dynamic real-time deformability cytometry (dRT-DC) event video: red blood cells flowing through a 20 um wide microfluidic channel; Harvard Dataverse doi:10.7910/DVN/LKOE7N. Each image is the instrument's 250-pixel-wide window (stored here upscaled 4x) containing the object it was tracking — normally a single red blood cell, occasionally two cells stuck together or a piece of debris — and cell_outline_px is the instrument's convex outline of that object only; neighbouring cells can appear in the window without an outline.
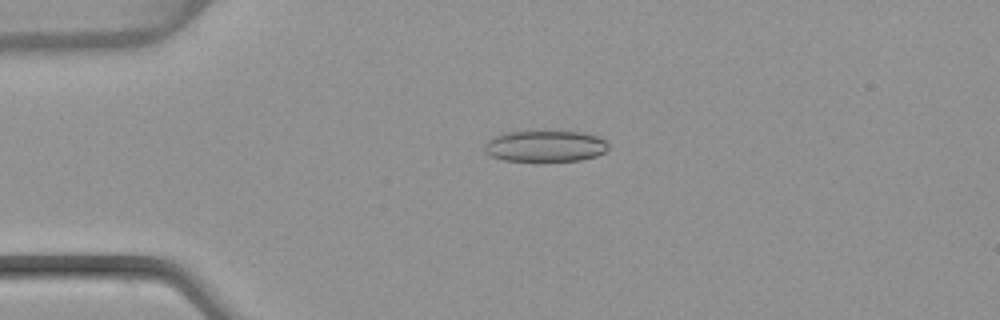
{"species": "common noctule bat (a hibernating species)", "species_latin": "Nyctalus noctula", "temperature_condition": "warm", "stored_images_in_passage": 51, "camera_frame_rate_fps": 3000, "um_per_image_px": 0.085, "animal": {"sex": "female", "body_mass_g": 22.7, "forearm_length_mm": 54.2}, "frame": {"image": 1, "passage_image": 12, "time_ms": 3.667, "image_size_px": [1000, 320], "cell_outline_px": [[608, 148], [604, 152], [596, 156], [580, 160], [504, 160], [492, 156], [484, 148], [484, 144], [492, 136], [508, 132], [584, 132], [596, 136], [604, 140], [608, 144]], "centroid_in_image_um": [46.35, 12.41], "position_along_channel_um": 38.7, "area_um2": 22.08}}
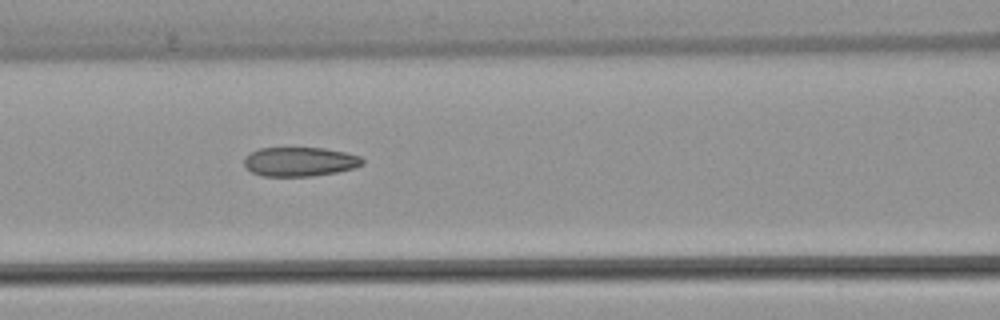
{"frame": {"image": 2, "passage_image": 22, "time_ms": 7.0, "image_size_px": [1000, 320], "cell_outline_px": [[364, 164], [352, 168], [336, 172], [312, 176], [264, 176], [252, 172], [244, 164], [244, 156], [260, 148], [324, 148], [344, 152], [360, 156], [364, 160]], "centroid_in_image_um": [25.48, 13.74], "position_along_channel_um": 141.1, "area_um2": 20.0}}
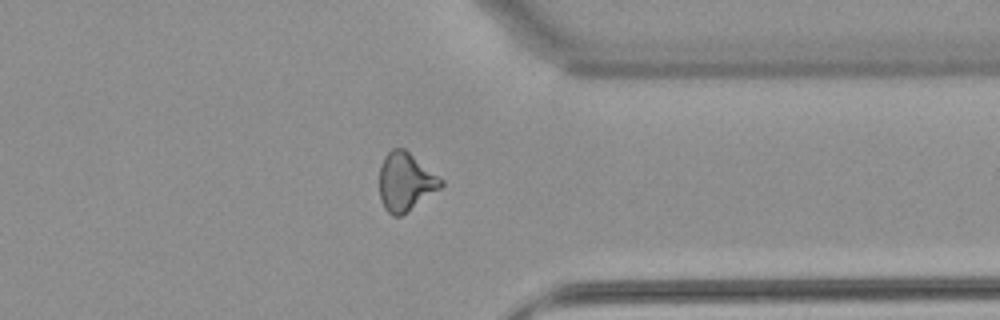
{"frame": {"image": 3, "passage_image": 40, "time_ms": 13.0, "image_size_px": [1000, 320], "cell_outline_px": [[444, 184], [440, 188], [400, 216], [392, 216], [384, 208], [380, 200], [380, 168], [384, 156], [392, 148], [404, 148], [444, 180]], "centroid_in_image_um": [34.46, 15.44], "position_along_channel_um": 376.9, "area_um2": 20.69}, "authors_computed_cell_mechanics": {"area_um2": 21.1548, "velocity_mm_per_s": 4.0218, "shape_relaxation_time_tau1_ms": null, "shape_relaxation_time_tau2_ms": 2.2299, "deformation_change_tau1": null, "deformation_change_tau2": 0.0992}}